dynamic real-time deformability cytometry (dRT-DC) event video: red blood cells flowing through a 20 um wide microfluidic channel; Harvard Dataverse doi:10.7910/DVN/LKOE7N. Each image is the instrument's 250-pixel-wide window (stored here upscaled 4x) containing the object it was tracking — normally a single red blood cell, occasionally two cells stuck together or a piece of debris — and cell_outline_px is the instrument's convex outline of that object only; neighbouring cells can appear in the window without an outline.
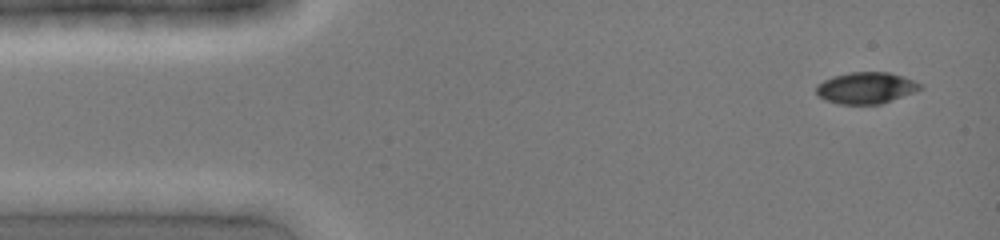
{"species": "common noctule bat (a hibernating species)", "species_latin": "Nyctalus noctula", "temperature_condition": "cold", "stored_images_in_passage": 3, "camera_frame_rate_fps": 3000, "um_per_image_px": 0.085, "animal": {"sex": "female", "body_mass_g": 19.0, "forearm_length_mm": 51.5}, "frame": {"image": 1, "passage_image": 1, "time_ms": 0.0, "image_size_px": [1000, 240], "cell_outline_px": [[924, 88], [880, 104], [840, 104], [824, 100], [816, 92], [816, 84], [832, 76], [848, 72], [888, 72], [904, 76], [924, 84]], "centroid_in_image_um": [73.62, 7.46], "position_along_channel_um": 11.4, "area_um2": 19.19}}